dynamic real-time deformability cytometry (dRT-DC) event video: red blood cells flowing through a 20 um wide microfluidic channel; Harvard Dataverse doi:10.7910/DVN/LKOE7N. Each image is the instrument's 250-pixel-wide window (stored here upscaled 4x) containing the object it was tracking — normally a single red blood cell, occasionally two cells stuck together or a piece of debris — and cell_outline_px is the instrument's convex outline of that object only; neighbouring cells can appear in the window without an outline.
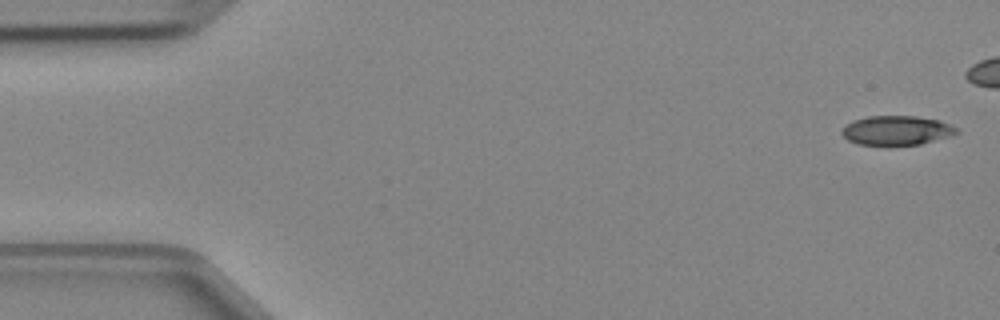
{"species": "Egyptian fruit bat (a non-hibernating species)", "species_latin": "Rousettus aegyptiacus", "temperature_condition": "cold", "stored_images_in_passage": 6, "camera_frame_rate_fps": 3000, "um_per_image_px": 0.085, "animal": {"sex": "female"}, "frame": {"image": 1, "passage_image": 1, "time_ms": 0.0, "image_size_px": [1000, 320], "cell_outline_px": [[960, 132], [952, 136], [920, 144], [888, 148], [856, 144], [848, 140], [840, 132], [844, 124], [852, 120], [868, 116], [916, 116], [940, 120], [956, 128]], "centroid_in_image_um": [76.16, 11.13], "position_along_channel_um": 8.8, "area_um2": 20.52}}